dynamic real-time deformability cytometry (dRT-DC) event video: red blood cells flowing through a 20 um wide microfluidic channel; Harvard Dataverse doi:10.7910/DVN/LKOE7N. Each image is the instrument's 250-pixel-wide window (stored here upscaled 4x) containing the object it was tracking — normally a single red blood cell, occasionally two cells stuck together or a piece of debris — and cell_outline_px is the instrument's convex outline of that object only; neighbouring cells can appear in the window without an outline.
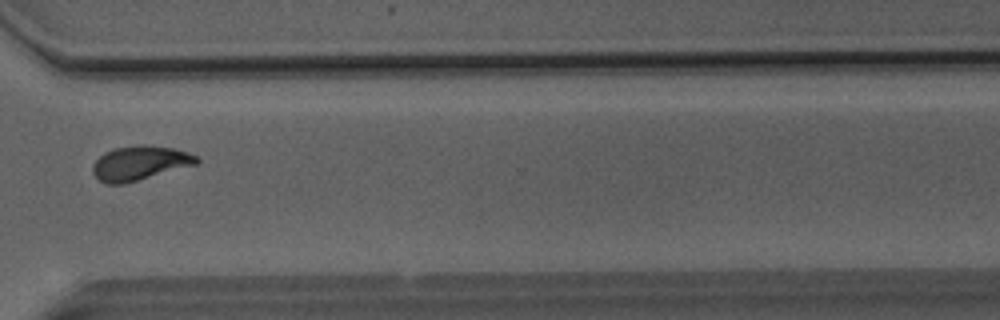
{"species": "Egyptian fruit bat (a non-hibernating species)", "species_latin": "Rousettus aegyptiacus", "temperature_condition": "room temperature", "stored_images_in_passage": 38, "segment_of_instrument_passage": [1, 2], "camera_frame_rate_fps": 3000, "um_per_image_px": 0.085, "animal": {"sex": "male"}, "frame": {"image": 1, "passage_image": 25, "time_ms": 8.0, "image_size_px": [1000, 320], "cell_outline_px": [[200, 160], [196, 164], [124, 184], [104, 184], [92, 172], [92, 164], [104, 152], [116, 148], [140, 144], [144, 144], [172, 148], [188, 152], [196, 156]], "centroid_in_image_um": [11.86, 13.86], "position_along_channel_um": 358.7, "area_um2": 20.69}}
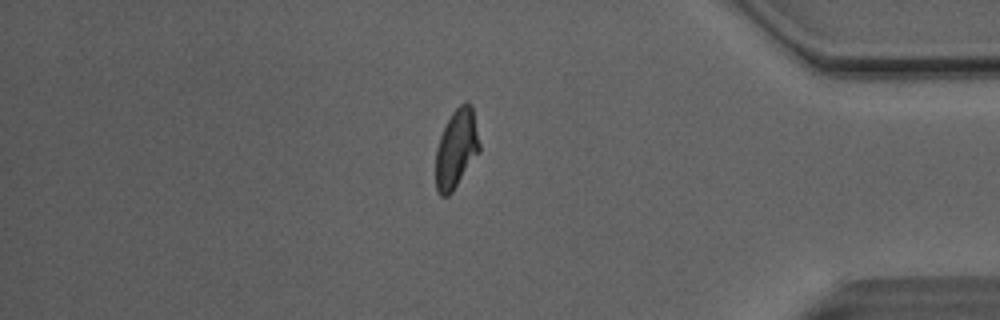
{"frame": {"image": 2, "passage_image": 30, "time_ms": 9.667, "image_size_px": [1000, 320], "cell_outline_px": [[480, 152], [452, 192], [448, 196], [440, 196], [436, 192], [436, 148], [440, 136], [452, 112], [464, 100], [472, 104], [480, 144]], "centroid_in_image_um": [38.8, 12.64], "position_along_channel_um": 396.4, "area_um2": 20.23}}
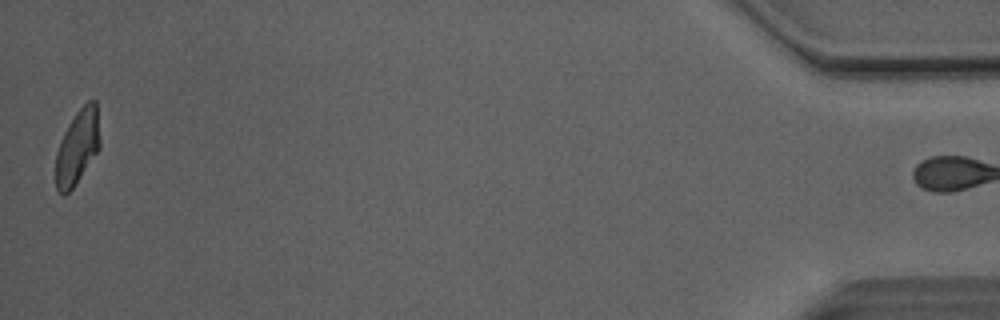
{"frame": {"image": 3, "passage_image": 37, "time_ms": 12.0, "image_size_px": [1000, 320], "cell_outline_px": [[100, 148], [72, 188], [64, 196], [60, 196], [56, 192], [56, 152], [60, 140], [68, 124], [76, 112], [88, 100], [96, 100], [100, 140]], "centroid_in_image_um": [6.57, 12.5], "position_along_channel_um": 428.6, "area_um2": 19.25}}